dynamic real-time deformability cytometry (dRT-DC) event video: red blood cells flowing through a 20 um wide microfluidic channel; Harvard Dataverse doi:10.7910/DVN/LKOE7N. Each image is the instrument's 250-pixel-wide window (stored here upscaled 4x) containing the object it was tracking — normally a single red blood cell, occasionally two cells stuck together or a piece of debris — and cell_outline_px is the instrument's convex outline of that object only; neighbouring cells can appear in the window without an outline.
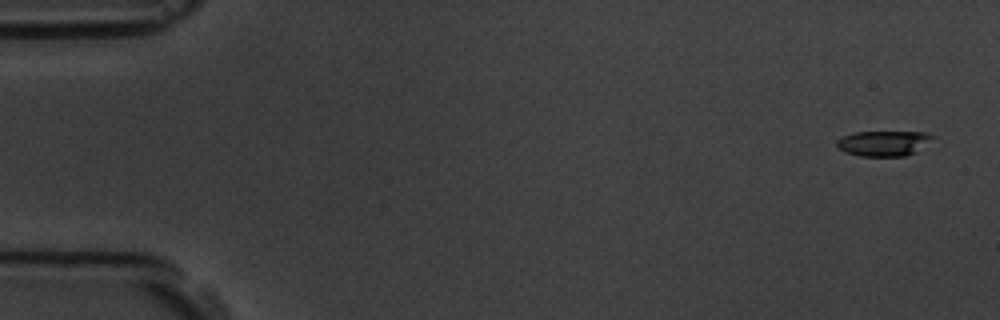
{"species": "common noctule bat (a hibernating species)", "species_latin": "Nyctalus noctula", "temperature_condition": "room temperature", "stored_images_in_passage": 5, "camera_frame_rate_fps": 3000, "um_per_image_px": 0.085, "animal": {"sex": "male", "body_mass_g": 19.5, "forearm_length_mm": 54.6}, "frame": {"image": 1, "passage_image": 1, "time_ms": 0.0, "image_size_px": [1000, 320], "cell_outline_px": [[936, 136], [912, 152], [904, 156], [860, 156], [844, 152], [836, 148], [836, 140], [844, 136], [856, 132], [924, 132]], "centroid_in_image_um": [75.02, 12.17], "position_along_channel_um": 10.0, "area_um2": 13.87}}
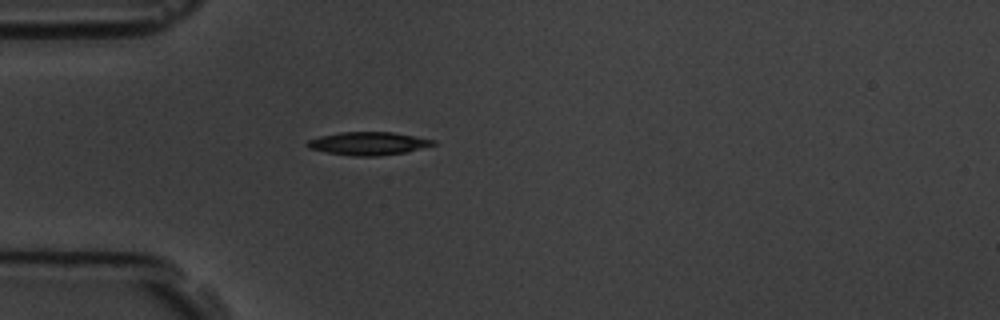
{"frame": {"image": 2, "passage_image": 5, "time_ms": 4.667, "image_size_px": [1000, 320], "cell_outline_px": [[436, 144], [404, 152], [376, 156], [352, 156], [328, 152], [308, 148], [304, 144], [308, 140], [320, 136], [340, 132], [392, 132], [436, 140]], "centroid_in_image_um": [31.27, 12.19], "position_along_channel_um": 53.7, "area_um2": 16.76}}